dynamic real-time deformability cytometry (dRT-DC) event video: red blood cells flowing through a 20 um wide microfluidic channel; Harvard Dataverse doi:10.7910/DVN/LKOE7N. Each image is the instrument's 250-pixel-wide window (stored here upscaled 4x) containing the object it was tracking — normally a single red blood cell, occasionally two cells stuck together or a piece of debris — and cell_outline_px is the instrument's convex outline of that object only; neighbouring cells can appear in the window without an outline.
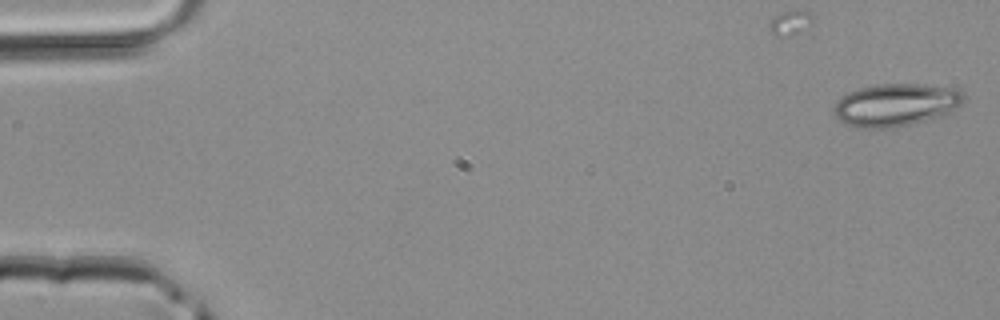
{"species": "common noctule bat (a hibernating species)", "species_latin": "Nyctalus noctula", "temperature_condition": "room temperature", "stored_images_in_passage": 4, "camera_frame_rate_fps": 3000, "um_per_image_px": 0.085, "animal": {"sex": "male", "body_mass_g": 20.4}, "frame": {"image": 1, "passage_image": 1, "time_ms": 0.0, "image_size_px": [1000, 320], "cell_outline_px": [[964, 100], [956, 108], [948, 112], [924, 120], [908, 124], [888, 128], [856, 128], [840, 120], [832, 112], [832, 108], [836, 100], [848, 92], [860, 88], [876, 84], [920, 84], [960, 88], [964, 92]], "centroid_in_image_um": [76.11, 8.89], "position_along_channel_um": 8.9, "area_um2": 32.19}}